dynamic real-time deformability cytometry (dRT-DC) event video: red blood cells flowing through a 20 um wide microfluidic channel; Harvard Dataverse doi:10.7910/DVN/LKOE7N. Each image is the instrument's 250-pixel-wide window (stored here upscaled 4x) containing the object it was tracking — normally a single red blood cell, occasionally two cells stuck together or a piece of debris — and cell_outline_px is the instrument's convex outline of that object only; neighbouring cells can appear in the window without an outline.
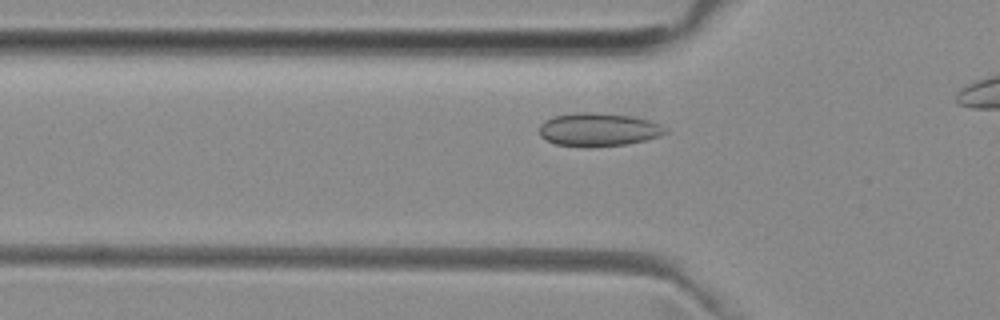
{"species": "common noctule bat (a hibernating species)", "species_latin": "Nyctalus noctula", "temperature_condition": "room temperature", "stored_images_in_passage": 19, "camera_frame_rate_fps": 3000, "um_per_image_px": 0.085, "animal": {"sex": "female", "body_mass_g": 29.2, "forearm_length_mm": 56.3}, "frame": {"image": 1, "passage_image": 10, "time_ms": 3.0, "image_size_px": [1000, 320], "cell_outline_px": [[668, 132], [660, 136], [628, 144], [592, 148], [584, 148], [556, 144], [540, 136], [540, 124], [544, 120], [556, 116], [576, 112], [592, 112], [632, 116], [648, 120], [660, 124], [668, 128]], "centroid_in_image_um": [50.88, 11.03], "position_along_channel_um": 74.9, "area_um2": 24.74}}
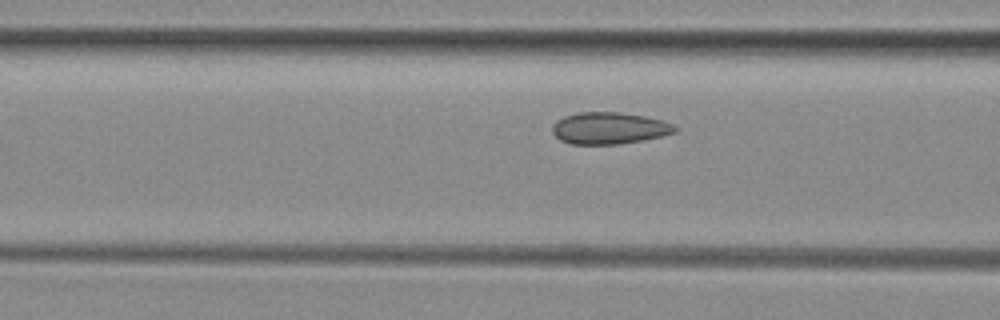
{"frame": {"image": 2, "passage_image": 13, "time_ms": 4.0, "image_size_px": [1000, 320], "cell_outline_px": [[680, 128], [676, 132], [644, 140], [620, 144], [572, 144], [560, 140], [552, 132], [552, 124], [556, 120], [564, 116], [576, 112], [620, 112], [644, 116], [660, 120], [672, 124]], "centroid_in_image_um": [51.76, 10.89], "position_along_channel_um": 114.8, "area_um2": 22.83}}
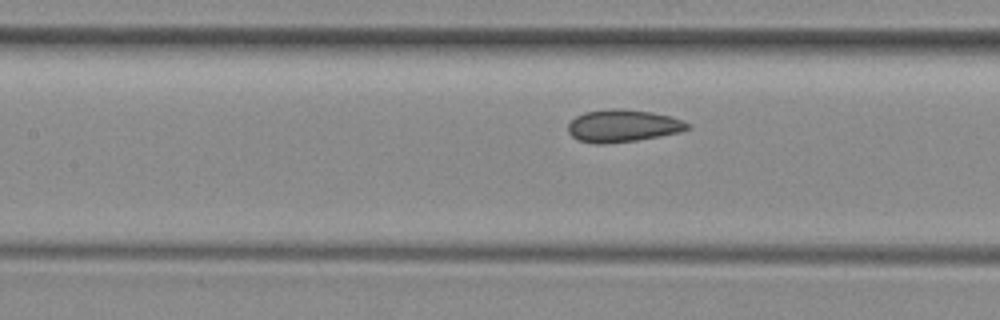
{"frame": {"image": 3, "passage_image": 16, "time_ms": 5.0, "image_size_px": [1000, 320], "cell_outline_px": [[692, 128], [680, 132], [660, 136], [636, 140], [604, 144], [596, 144], [576, 140], [568, 132], [568, 124], [576, 116], [584, 112], [612, 108], [620, 108], [652, 112], [684, 120], [692, 124]], "centroid_in_image_um": [52.96, 10.69], "position_along_channel_um": 154.4, "area_um2": 22.77}}